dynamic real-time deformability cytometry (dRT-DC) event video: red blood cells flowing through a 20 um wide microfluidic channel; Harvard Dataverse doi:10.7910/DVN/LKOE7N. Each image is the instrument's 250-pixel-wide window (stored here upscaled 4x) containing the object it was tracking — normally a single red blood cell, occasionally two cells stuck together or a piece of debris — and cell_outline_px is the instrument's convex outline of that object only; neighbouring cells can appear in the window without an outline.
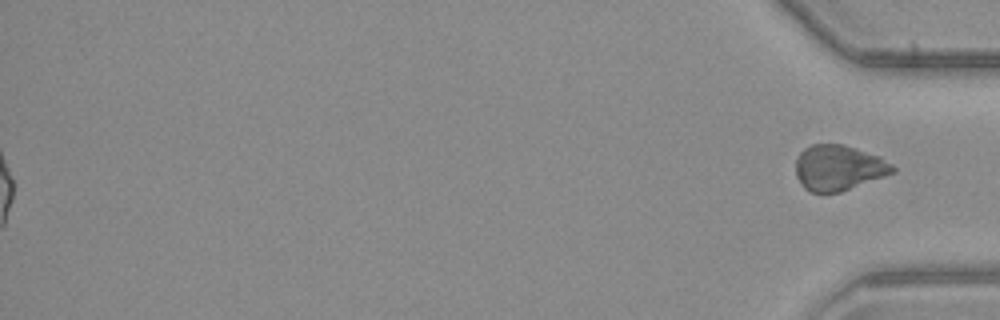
{"species": "common noctule bat (a hibernating species)", "species_latin": "Nyctalus noctula", "temperature_condition": "warm", "stored_images_in_passage": 55, "segment_of_instrument_passage": [2, 2], "camera_frame_rate_fps": 3000, "um_per_image_px": 0.085, "animal": {"sex": "male", "body_mass_g": 23.1, "forearm_length_mm": 52.7}, "frame": {"image": 1, "passage_image": 55, "time_ms": 18.0, "image_size_px": [1000, 320], "cell_outline_px": [[896, 172], [840, 192], [812, 192], [804, 188], [800, 184], [796, 176], [796, 160], [800, 152], [804, 148], [812, 144], [844, 144], [880, 156], [892, 164], [896, 168]], "centroid_in_image_um": [71.28, 14.25], "position_along_channel_um": 363.9, "area_um2": 25.78}}